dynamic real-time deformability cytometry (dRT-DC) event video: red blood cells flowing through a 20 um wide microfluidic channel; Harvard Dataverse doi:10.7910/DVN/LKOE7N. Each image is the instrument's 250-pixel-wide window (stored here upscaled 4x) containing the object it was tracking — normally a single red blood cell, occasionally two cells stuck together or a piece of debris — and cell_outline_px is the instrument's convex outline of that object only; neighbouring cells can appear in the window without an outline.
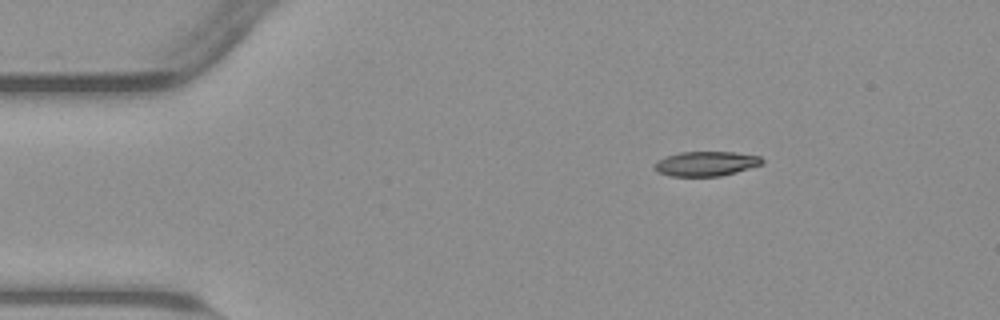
{"species": "common noctule bat (a hibernating species)", "species_latin": "Nyctalus noctula", "temperature_condition": "warm", "stored_images_in_passage": 47, "camera_frame_rate_fps": 3000, "um_per_image_px": 0.085, "animal": {"sex": "male", "body_mass_g": 23.1, "forearm_length_mm": 52.7}, "frame": {"image": 1, "passage_image": 1, "time_ms": 0.0, "image_size_px": [1000, 320], "cell_outline_px": [[764, 164], [736, 172], [720, 176], [672, 176], [660, 172], [656, 168], [656, 160], [680, 152], [732, 152], [760, 156], [764, 160]], "centroid_in_image_um": [60.07, 13.91], "position_along_channel_um": 24.9, "area_um2": 15.26}}
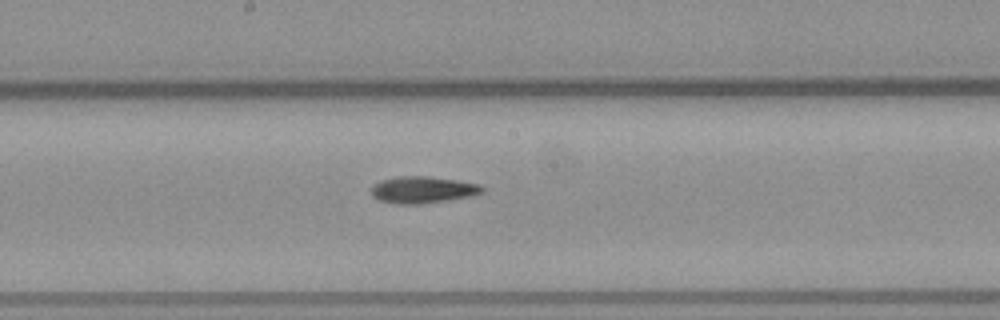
{"frame": {"image": 2, "passage_image": 21, "time_ms": 6.667, "image_size_px": [1000, 320], "cell_outline_px": [[484, 192], [468, 196], [448, 200], [416, 204], [396, 204], [380, 200], [372, 196], [372, 188], [380, 180], [396, 176], [428, 176], [460, 180], [480, 184], [484, 188]], "centroid_in_image_um": [35.95, 16.12], "position_along_channel_um": 212.3, "area_um2": 17.28}}
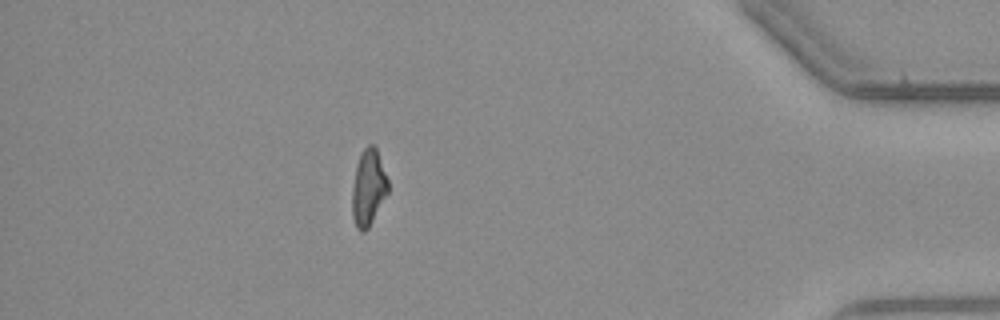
{"frame": {"image": 3, "passage_image": 40, "time_ms": 13.0, "image_size_px": [1000, 320], "cell_outline_px": [[388, 192], [368, 228], [364, 232], [360, 232], [356, 228], [352, 216], [352, 188], [356, 164], [364, 148], [368, 144], [372, 144], [376, 148], [388, 180]], "centroid_in_image_um": [31.29, 15.97], "position_along_channel_um": 403.9, "area_um2": 15.84}, "authors_computed_cell_mechanics": {"area_um2": 16.4152, "velocity_mm_per_s": 3.8274, "shape_relaxation_time_tau1_ms": 4.9073, "shape_relaxation_time_tau2_ms": null, "deformation_change_tau1": 0.1749, "deformation_change_tau2": null}}